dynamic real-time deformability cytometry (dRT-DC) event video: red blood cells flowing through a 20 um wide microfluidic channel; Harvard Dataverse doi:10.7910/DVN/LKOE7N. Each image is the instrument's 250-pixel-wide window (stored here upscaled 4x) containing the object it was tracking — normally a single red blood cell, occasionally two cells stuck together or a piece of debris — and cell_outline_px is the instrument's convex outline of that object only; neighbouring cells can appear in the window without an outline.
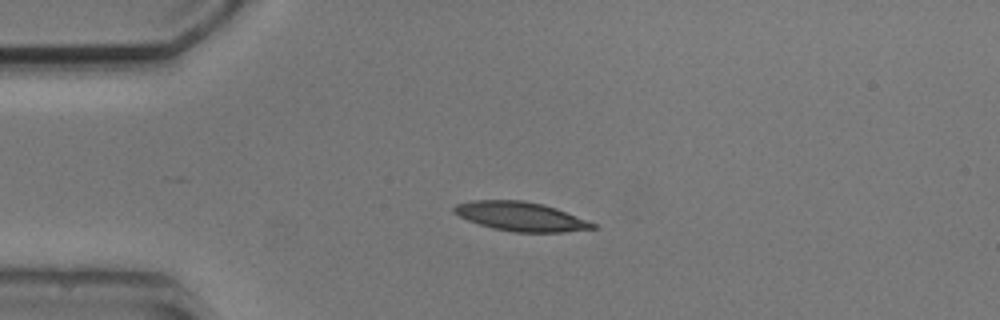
{"species": "common noctule bat (a hibernating species)", "species_latin": "Nyctalus noctula", "temperature_condition": "cold", "stored_images_in_passage": 3, "camera_frame_rate_fps": 3000, "um_per_image_px": 0.085, "animal": {"sex": "male", "body_mass_g": 20.5, "forearm_length_mm": 52.5}, "frame": {"image": 1, "passage_image": 2, "time_ms": 2.333, "image_size_px": [1000, 320], "cell_outline_px": [[596, 228], [560, 232], [512, 232], [492, 228], [468, 220], [452, 212], [452, 208], [456, 204], [472, 200], [524, 200], [544, 204], [556, 208], [596, 224]], "centroid_in_image_um": [44.22, 18.39], "position_along_channel_um": 40.8, "area_um2": 23.41}}